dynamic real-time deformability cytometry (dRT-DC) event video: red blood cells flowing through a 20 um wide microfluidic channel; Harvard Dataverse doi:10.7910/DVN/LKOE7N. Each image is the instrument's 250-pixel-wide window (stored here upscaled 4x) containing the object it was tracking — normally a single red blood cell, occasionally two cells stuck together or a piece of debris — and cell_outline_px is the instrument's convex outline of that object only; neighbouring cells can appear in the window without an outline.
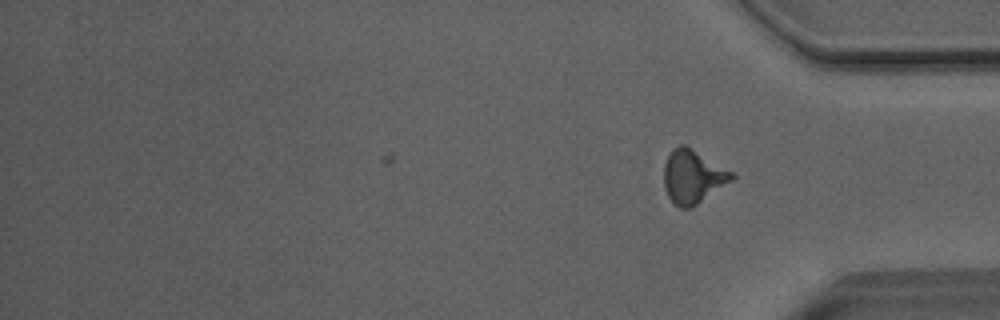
{"species": "Egyptian fruit bat (a non-hibernating species)", "species_latin": "Rousettus aegyptiacus", "temperature_condition": "room temperature", "stored_images_in_passage": 29, "camera_frame_rate_fps": 3000, "um_per_image_px": 0.085, "animal": {"sex": "male"}, "frame": {"image": 1, "passage_image": 29, "time_ms": 9.333, "image_size_px": [1000, 320], "cell_outline_px": [[736, 180], [692, 208], [680, 208], [668, 196], [664, 188], [664, 164], [672, 148], [680, 144], [684, 144], [732, 172], [736, 176]], "centroid_in_image_um": [58.92, 15.04], "position_along_channel_um": 376.3, "area_um2": 21.33}, "authors_computed_cell_mechanics": {"area_um2": 20.0566, "velocity_mm_per_s": 4.0827, "shape_relaxation_time_tau1_ms": 6.9262, "shape_relaxation_time_tau2_ms": 1.8147, "deformation_change_tau1": 0.18, "deformation_change_tau2": 0.0867}}